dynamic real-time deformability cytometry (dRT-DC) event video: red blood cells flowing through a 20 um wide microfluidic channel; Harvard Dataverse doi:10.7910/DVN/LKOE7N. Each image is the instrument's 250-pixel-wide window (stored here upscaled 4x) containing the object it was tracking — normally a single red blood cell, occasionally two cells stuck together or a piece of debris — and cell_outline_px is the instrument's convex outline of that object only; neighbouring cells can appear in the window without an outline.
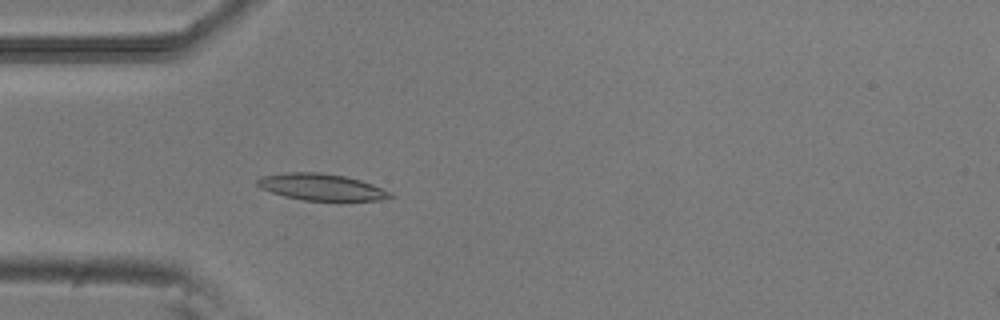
{"species": "common noctule bat (a hibernating species)", "species_latin": "Nyctalus noctula", "temperature_condition": "room temperature", "stored_images_in_passage": 52, "camera_frame_rate_fps": 3000, "um_per_image_px": 0.085, "animal": {"sex": "male", "body_mass_g": 20.5, "forearm_length_mm": 52.5}, "frame": {"image": 1, "passage_image": 15, "time_ms": 4.667, "image_size_px": [1000, 320], "cell_outline_px": [[396, 196], [380, 200], [304, 200], [284, 196], [260, 188], [256, 184], [256, 180], [260, 176], [288, 172], [320, 172], [344, 176], [360, 180], [372, 184]], "centroid_in_image_um": [27.26, 15.89], "position_along_channel_um": 57.7, "area_um2": 20.4}}
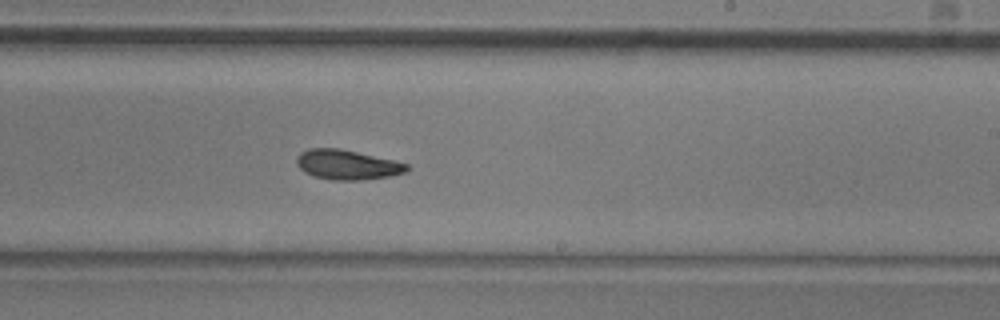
{"frame": {"image": 2, "passage_image": 31, "time_ms": 10.0, "image_size_px": [1000, 320], "cell_outline_px": [[408, 172], [388, 176], [360, 180], [332, 180], [312, 176], [304, 172], [296, 164], [296, 160], [300, 152], [308, 148], [340, 148], [396, 160], [408, 164]], "centroid_in_image_um": [29.5, 13.99], "position_along_channel_um": 259.5, "area_um2": 19.31}}
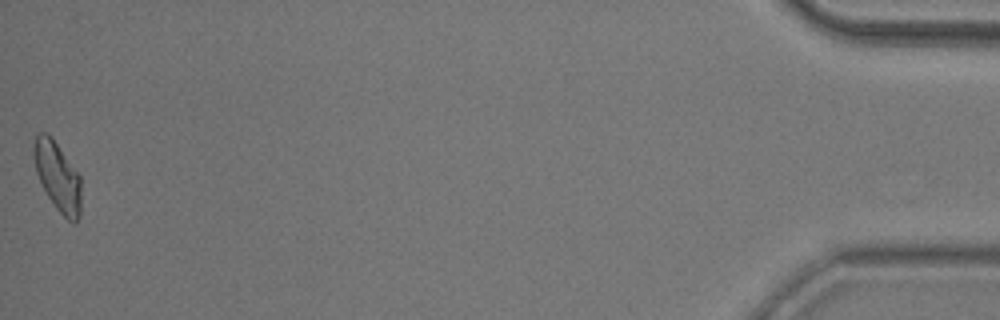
{"frame": {"image": 3, "passage_image": 52, "time_ms": 17.0, "image_size_px": [1000, 320], "cell_outline_px": [[80, 216], [76, 224], [72, 224], [56, 208], [48, 196], [36, 172], [32, 156], [32, 148], [36, 136], [40, 132], [48, 132], [52, 136], [80, 176]], "centroid_in_image_um": [4.88, 14.98], "position_along_channel_um": 430.3, "area_um2": 19.13}, "authors_computed_cell_mechanics": {"area_um2": 19.2185, "velocity_mm_per_s": 3.8389, "shape_relaxation_time_tau1_ms": 9.009, "shape_relaxation_time_tau2_ms": 3.443, "deformation_change_tau1": 0.215, "deformation_change_tau2": 0.0959}}